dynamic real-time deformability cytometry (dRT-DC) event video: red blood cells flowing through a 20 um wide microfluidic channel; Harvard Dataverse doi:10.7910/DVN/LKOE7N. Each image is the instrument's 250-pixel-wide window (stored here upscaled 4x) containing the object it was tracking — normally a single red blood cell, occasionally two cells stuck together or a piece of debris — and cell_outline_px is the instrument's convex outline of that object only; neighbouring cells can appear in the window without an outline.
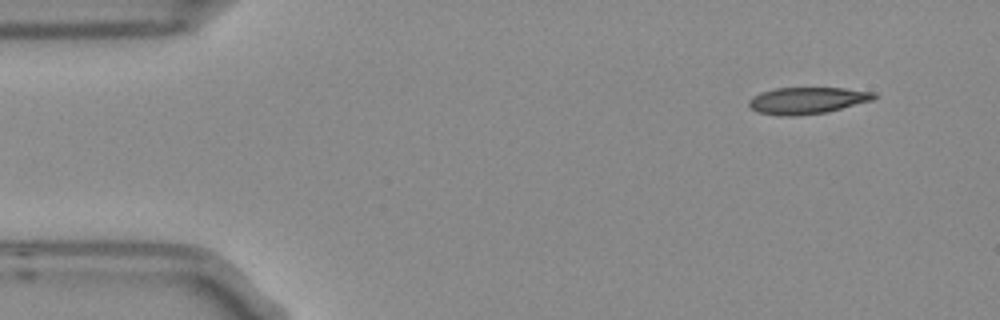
{"species": "Egyptian fruit bat (a non-hibernating species)", "species_latin": "Rousettus aegyptiacus", "temperature_condition": "room temperature", "stored_images_in_passage": 5, "camera_frame_rate_fps": 3000, "um_per_image_px": 0.085, "frame": {"image": 1, "passage_image": 5, "time_ms": 1.333, "image_size_px": [1000, 320], "cell_outline_px": [[876, 96], [872, 100], [828, 112], [796, 116], [776, 116], [756, 112], [748, 104], [748, 100], [752, 96], [760, 92], [776, 88], [844, 88], [876, 92]], "centroid_in_image_um": [68.57, 8.55], "position_along_channel_um": 16.4, "area_um2": 19.65}}